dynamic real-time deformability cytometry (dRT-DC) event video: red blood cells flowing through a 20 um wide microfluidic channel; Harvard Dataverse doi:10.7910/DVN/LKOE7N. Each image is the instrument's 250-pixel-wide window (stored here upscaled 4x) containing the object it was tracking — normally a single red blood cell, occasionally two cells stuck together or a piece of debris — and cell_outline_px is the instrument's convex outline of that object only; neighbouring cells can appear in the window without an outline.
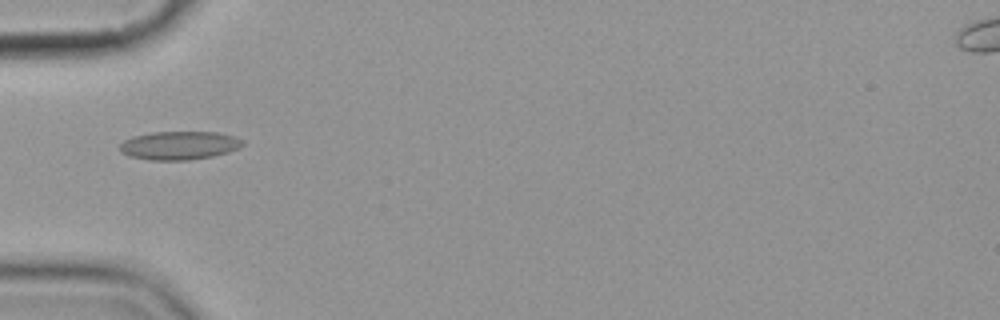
{"species": "common noctule bat (a hibernating species)", "species_latin": "Nyctalus noctula", "temperature_condition": "cold", "stored_images_in_passage": 7, "camera_frame_rate_fps": 3000, "um_per_image_px": 0.085, "animal": {"sex": "female", "body_mass_g": 19.9}, "frame": {"image": 1, "passage_image": 6, "time_ms": 6.0, "image_size_px": [1000, 320], "cell_outline_px": [[244, 144], [240, 148], [228, 152], [212, 156], [188, 160], [148, 160], [128, 156], [120, 152], [120, 144], [124, 140], [132, 136], [152, 132], [216, 132], [232, 136], [244, 140]], "centroid_in_image_um": [15.21, 12.36], "position_along_channel_um": 69.8, "area_um2": 20.46}}
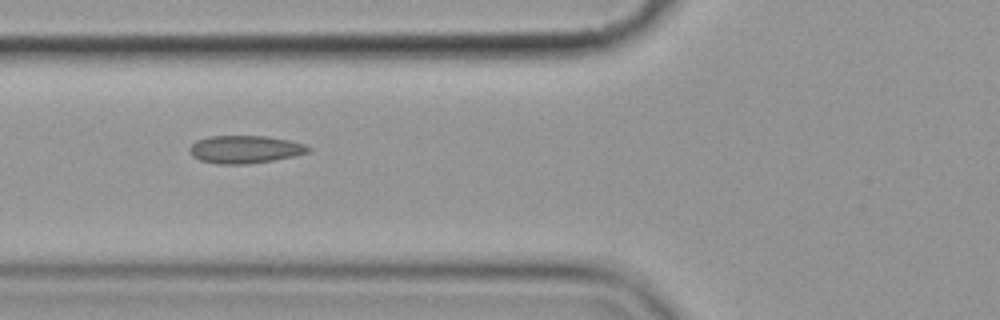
{"frame": {"image": 2, "passage_image": 7, "time_ms": 7.0, "image_size_px": [1000, 320], "cell_outline_px": [[312, 148], [308, 152], [292, 156], [272, 160], [248, 164], [216, 164], [200, 160], [192, 156], [188, 148], [196, 140], [208, 136], [264, 136], [288, 140], [304, 144]], "centroid_in_image_um": [20.77, 12.69], "position_along_channel_um": 105.0, "area_um2": 19.13}}